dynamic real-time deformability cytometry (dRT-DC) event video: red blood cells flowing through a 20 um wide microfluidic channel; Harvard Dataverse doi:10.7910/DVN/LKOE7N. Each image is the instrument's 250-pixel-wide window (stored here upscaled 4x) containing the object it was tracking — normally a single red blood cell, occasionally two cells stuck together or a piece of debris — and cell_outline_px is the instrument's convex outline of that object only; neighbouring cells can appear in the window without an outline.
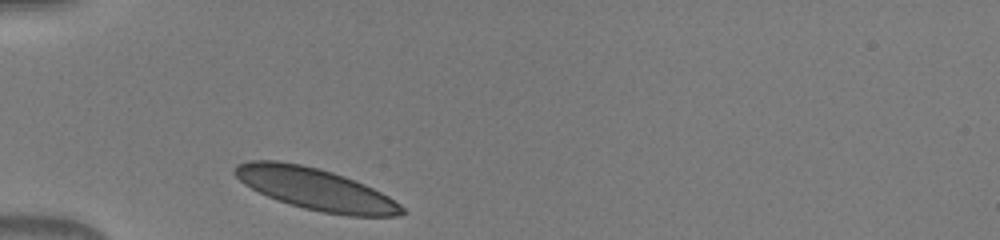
{"species": "human", "species_latin": "Homo sapiens", "temperature_condition": "warm", "stored_images_in_passage": 29, "camera_frame_rate_fps": 3000, "um_per_image_px": 0.085, "donor": {"sex": "male"}, "frame": {"image": 1, "passage_image": 1, "time_ms": 0.0, "image_size_px": [1000, 240], "cell_outline_px": [[404, 212], [396, 216], [348, 216], [324, 212], [304, 208], [268, 196], [244, 184], [232, 172], [232, 168], [236, 164], [252, 160], [276, 160], [300, 164], [332, 172], [344, 176], [364, 184], [388, 196], [400, 204], [404, 208]], "centroid_in_image_um": [26.8, 16.06], "position_along_channel_um": 58.2, "area_um2": 40.11}}
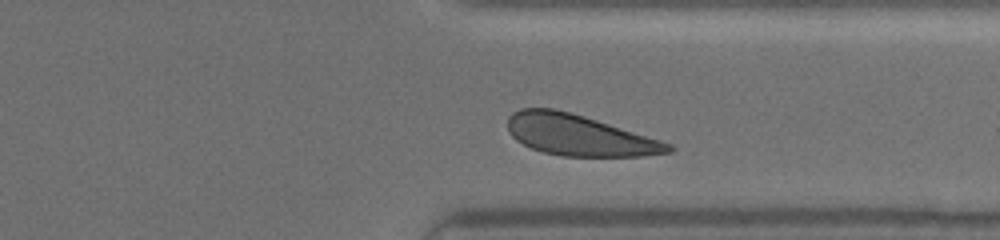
{"frame": {"image": 2, "passage_image": 25, "time_ms": 8.0, "image_size_px": [1000, 240], "cell_outline_px": [[676, 148], [672, 152], [644, 156], [560, 156], [544, 152], [532, 148], [516, 140], [508, 132], [508, 116], [512, 112], [520, 108], [552, 108], [584, 116], [660, 140], [672, 144]], "centroid_in_image_um": [49.21, 11.49], "position_along_channel_um": 362.2, "area_um2": 38.15}}
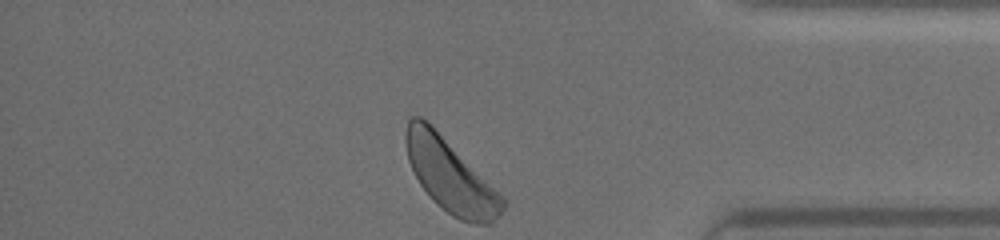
{"frame": {"image": 3, "passage_image": 29, "time_ms": 9.333, "image_size_px": [1000, 240], "cell_outline_px": [[508, 204], [492, 224], [472, 224], [460, 220], [452, 216], [420, 184], [408, 160], [404, 140], [404, 132], [408, 120], [412, 116], [420, 116], [428, 120], [508, 200]], "centroid_in_image_um": [38.31, 14.9], "position_along_channel_um": 396.9, "area_um2": 41.38}}